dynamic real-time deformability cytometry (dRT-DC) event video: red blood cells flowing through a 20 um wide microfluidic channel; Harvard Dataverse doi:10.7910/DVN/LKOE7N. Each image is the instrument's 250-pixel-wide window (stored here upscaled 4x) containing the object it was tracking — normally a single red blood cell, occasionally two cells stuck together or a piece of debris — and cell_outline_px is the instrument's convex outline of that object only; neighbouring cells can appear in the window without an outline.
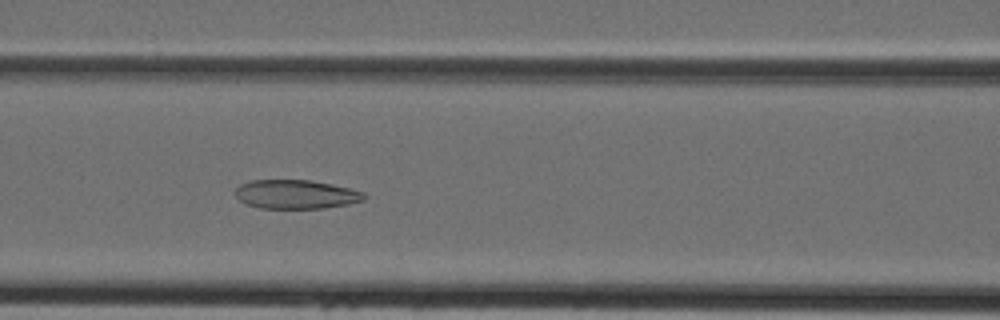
{"species": "Egyptian fruit bat (a non-hibernating species)", "species_latin": "Rousettus aegyptiacus", "temperature_condition": "cold", "stored_images_in_passage": 43, "camera_frame_rate_fps": 3000, "um_per_image_px": 0.085, "animal": {"sex": "female"}, "frame": {"image": 1, "passage_image": 18, "time_ms": 5.667, "image_size_px": [1000, 320], "cell_outline_px": [[364, 200], [348, 204], [324, 208], [260, 208], [248, 204], [240, 200], [236, 196], [236, 188], [240, 184], [252, 180], [312, 180], [348, 188], [364, 192]], "centroid_in_image_um": [25.15, 16.51], "position_along_channel_um": 141.5, "area_um2": 21.5}}
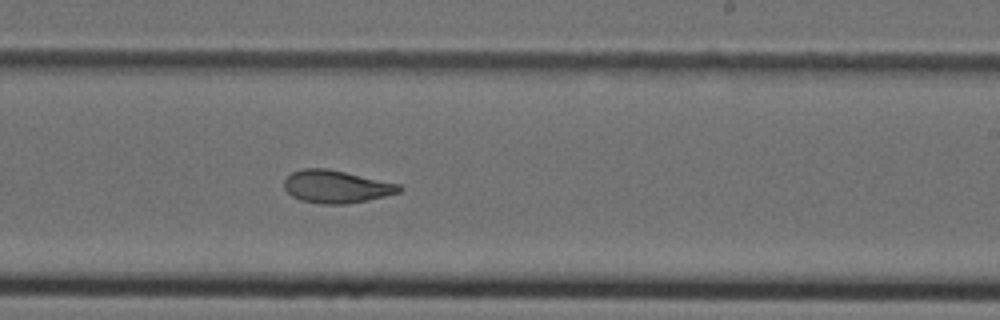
{"frame": {"image": 2, "passage_image": 26, "time_ms": 8.333, "image_size_px": [1000, 320], "cell_outline_px": [[400, 192], [384, 196], [348, 204], [320, 204], [300, 200], [292, 196], [284, 188], [284, 180], [292, 172], [304, 168], [328, 168], [400, 184]], "centroid_in_image_um": [28.55, 15.86], "position_along_channel_um": 260.5, "area_um2": 21.85}}
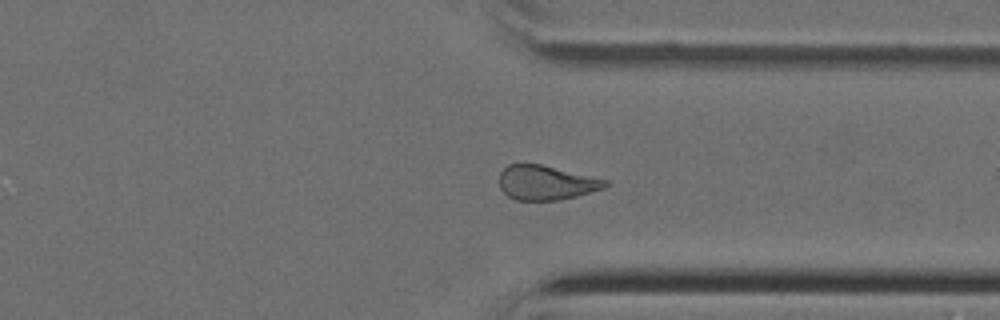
{"frame": {"image": 3, "passage_image": 33, "time_ms": 10.667, "image_size_px": [1000, 320], "cell_outline_px": [[608, 184], [604, 188], [576, 196], [560, 200], [516, 200], [508, 196], [500, 188], [500, 172], [508, 164], [540, 164], [608, 180]], "centroid_in_image_um": [46.41, 15.53], "position_along_channel_um": 365.0, "area_um2": 21.1}}